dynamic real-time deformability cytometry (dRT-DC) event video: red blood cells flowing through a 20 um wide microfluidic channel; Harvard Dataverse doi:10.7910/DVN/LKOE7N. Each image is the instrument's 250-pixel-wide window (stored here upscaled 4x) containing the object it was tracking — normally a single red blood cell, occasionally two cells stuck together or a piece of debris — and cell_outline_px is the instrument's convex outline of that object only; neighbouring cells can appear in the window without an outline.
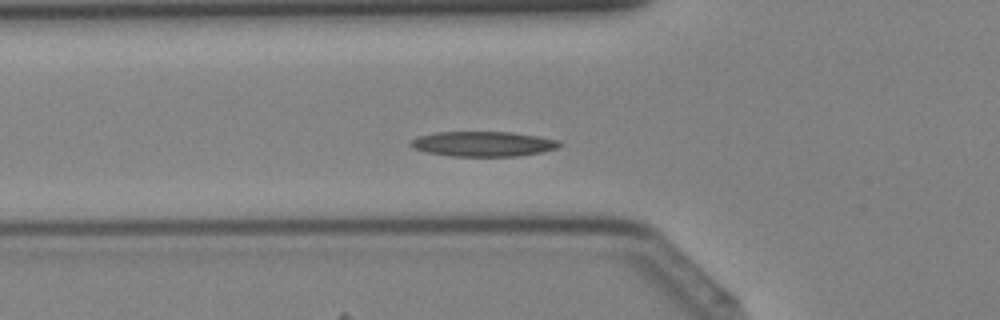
{"species": "Egyptian fruit bat (a non-hibernating species)", "species_latin": "Rousettus aegyptiacus", "temperature_condition": "cold", "stored_images_in_passage": 44, "camera_frame_rate_fps": 3000, "um_per_image_px": 0.085, "animal": {"sex": "female"}, "frame": {"image": 1, "passage_image": 16, "time_ms": 5.0, "image_size_px": [1000, 320], "cell_outline_px": [[564, 144], [556, 148], [540, 152], [516, 156], [452, 156], [424, 152], [412, 148], [408, 144], [412, 140], [420, 136], [436, 132], [512, 132], [560, 140]], "centroid_in_image_um": [41.05, 12.23], "position_along_channel_um": 84.7, "area_um2": 21.68}}
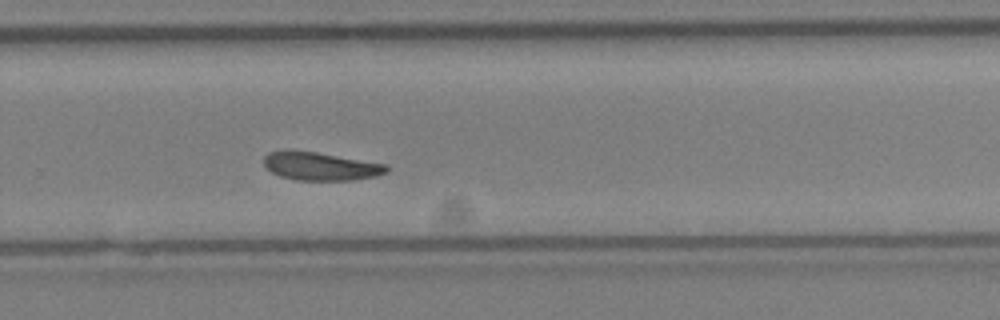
{"frame": {"image": 2, "passage_image": 30, "time_ms": 9.667, "image_size_px": [1000, 320], "cell_outline_px": [[388, 172], [376, 176], [352, 180], [296, 180], [280, 176], [272, 172], [264, 164], [264, 156], [268, 152], [284, 148], [316, 152], [388, 164]], "centroid_in_image_um": [27.22, 14.11], "position_along_channel_um": 302.6, "area_um2": 20.46}}
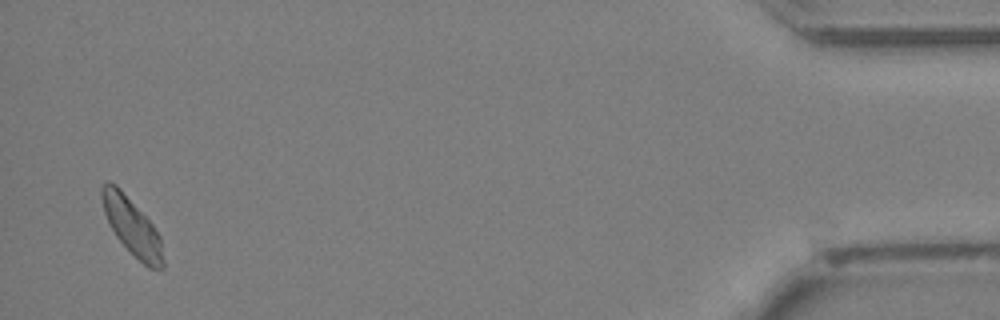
{"frame": {"image": 3, "passage_image": 43, "time_ms": 14.0, "image_size_px": [1000, 320], "cell_outline_px": [[164, 268], [148, 268], [116, 236], [104, 212], [100, 196], [100, 188], [108, 180], [116, 184], [120, 188], [152, 224], [160, 236], [164, 260]], "centroid_in_image_um": [11.21, 19.22], "position_along_channel_um": 424.0, "area_um2": 19.94}}